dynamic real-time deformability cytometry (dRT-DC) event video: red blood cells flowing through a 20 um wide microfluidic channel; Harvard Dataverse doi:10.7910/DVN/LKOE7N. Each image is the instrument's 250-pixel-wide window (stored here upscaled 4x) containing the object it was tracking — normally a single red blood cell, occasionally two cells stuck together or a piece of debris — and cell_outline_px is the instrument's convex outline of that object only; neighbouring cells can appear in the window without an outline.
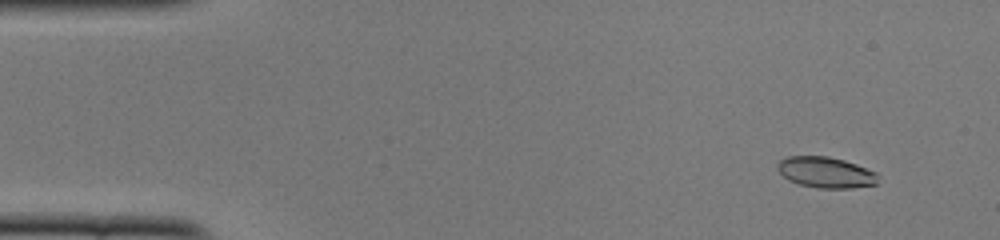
{"species": "common noctule bat (a hibernating species)", "species_latin": "Nyctalus noctula", "temperature_condition": "cold", "stored_images_in_passage": 53, "camera_frame_rate_fps": 3000, "um_per_image_px": 0.085, "animal": {"sex": "female", "body_mass_g": 22.0, "forearm_length_mm": 56.7}, "frame": {"image": 1, "passage_image": 5, "time_ms": 1.333, "image_size_px": [1000, 240], "cell_outline_px": [[876, 184], [852, 188], [820, 188], [800, 184], [788, 180], [776, 168], [776, 164], [780, 160], [788, 156], [828, 156], [844, 160], [856, 164], [876, 172]], "centroid_in_image_um": [70.16, 14.64], "position_along_channel_um": 14.8, "area_um2": 17.98}}
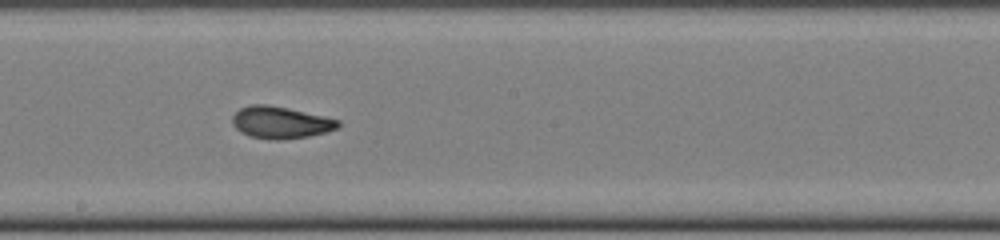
{"frame": {"image": 2, "passage_image": 29, "time_ms": 9.333, "image_size_px": [1000, 240], "cell_outline_px": [[340, 124], [336, 128], [328, 132], [308, 136], [284, 140], [268, 140], [248, 136], [240, 132], [232, 124], [232, 116], [240, 108], [252, 104], [264, 104], [288, 108], [324, 116], [340, 120]], "centroid_in_image_um": [23.83, 10.42], "position_along_channel_um": 224.4, "area_um2": 19.88}}
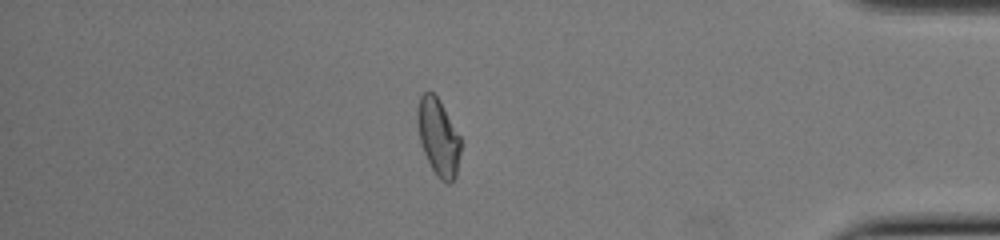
{"frame": {"image": 3, "passage_image": 45, "time_ms": 14.667, "image_size_px": [1000, 240], "cell_outline_px": [[460, 152], [456, 176], [448, 184], [440, 180], [436, 176], [424, 152], [420, 140], [416, 120], [416, 112], [420, 96], [424, 92], [432, 92], [436, 96], [460, 136]], "centroid_in_image_um": [37.24, 11.67], "position_along_channel_um": 398.0, "area_um2": 19.13}}